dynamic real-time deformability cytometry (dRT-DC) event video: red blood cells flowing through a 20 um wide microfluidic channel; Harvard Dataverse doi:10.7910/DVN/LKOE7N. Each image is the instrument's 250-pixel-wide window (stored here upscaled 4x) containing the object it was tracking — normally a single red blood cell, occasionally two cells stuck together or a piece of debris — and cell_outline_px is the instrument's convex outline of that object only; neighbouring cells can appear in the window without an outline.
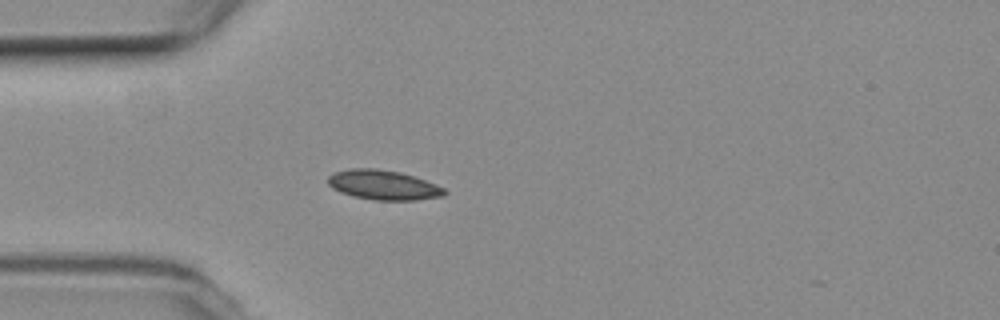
{"species": "common noctule bat (a hibernating species)", "species_latin": "Nyctalus noctula", "temperature_condition": "room temperature", "stored_images_in_passage": 4, "camera_frame_rate_fps": 3000, "um_per_image_px": 0.085, "animal": {"sex": "female", "body_mass_g": 19.3, "forearm_length_mm": 54.1}, "frame": {"image": 1, "passage_image": 4, "time_ms": 1.0, "image_size_px": [1000, 320], "cell_outline_px": [[448, 192], [444, 196], [416, 200], [376, 200], [352, 196], [340, 192], [332, 188], [328, 184], [328, 176], [336, 172], [352, 168], [376, 168], [400, 172], [436, 184], [444, 188]], "centroid_in_image_um": [32.59, 15.73], "position_along_channel_um": 52.4, "area_um2": 20.11}}